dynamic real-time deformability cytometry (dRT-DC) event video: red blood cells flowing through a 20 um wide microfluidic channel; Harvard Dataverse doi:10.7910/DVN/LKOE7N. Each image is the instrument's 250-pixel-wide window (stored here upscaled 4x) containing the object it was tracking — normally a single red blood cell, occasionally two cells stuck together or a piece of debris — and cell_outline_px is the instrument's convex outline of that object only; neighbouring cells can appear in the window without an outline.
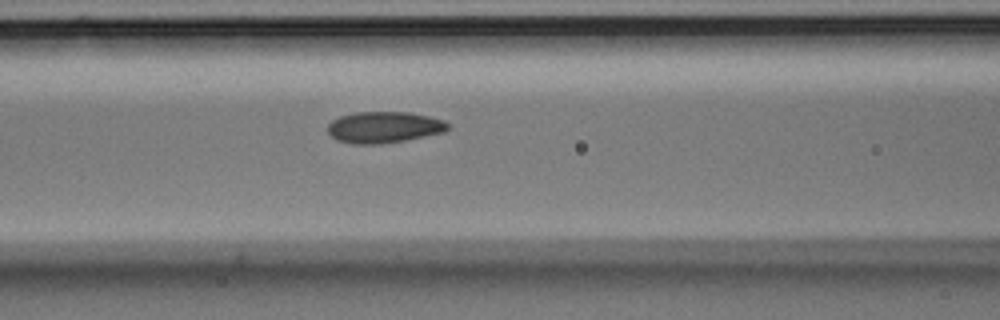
{"species": "Egyptian fruit bat (a non-hibernating species)", "species_latin": "Rousettus aegyptiacus", "temperature_condition": "room temperature", "stored_images_in_passage": 6, "camera_frame_rate_fps": 3000, "um_per_image_px": 0.085, "animal": {"sex": "male"}, "frame": {"image": 1, "passage_image": 6, "time_ms": 1.667, "image_size_px": [1000, 320], "cell_outline_px": [[448, 128], [444, 132], [404, 140], [380, 144], [352, 144], [336, 140], [328, 132], [328, 124], [332, 120], [340, 116], [356, 112], [408, 112], [428, 116], [444, 120], [448, 124]], "centroid_in_image_um": [32.61, 10.81], "position_along_channel_um": 134.0, "area_um2": 21.85}}